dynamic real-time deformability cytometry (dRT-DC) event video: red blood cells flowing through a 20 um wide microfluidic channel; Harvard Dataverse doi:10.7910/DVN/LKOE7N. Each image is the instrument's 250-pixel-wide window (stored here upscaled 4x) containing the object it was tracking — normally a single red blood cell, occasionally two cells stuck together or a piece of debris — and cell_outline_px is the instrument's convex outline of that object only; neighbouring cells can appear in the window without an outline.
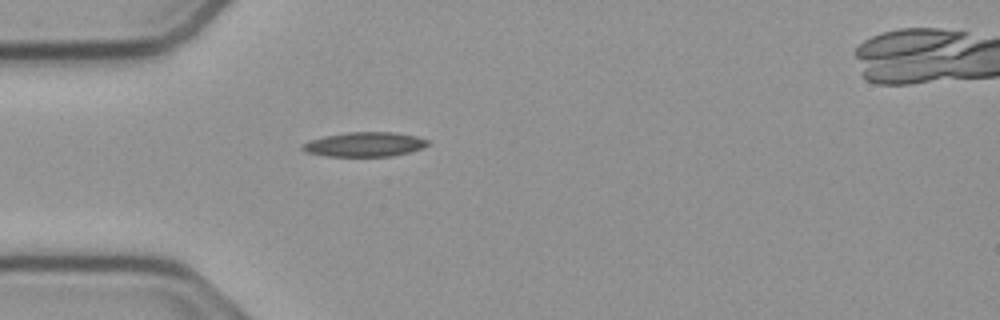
{"species": "common noctule bat (a hibernating species)", "species_latin": "Nyctalus noctula", "temperature_condition": "cold", "stored_images_in_passage": 41, "segment_of_instrument_passage": [1, 2], "camera_frame_rate_fps": 3000, "um_per_image_px": 0.085, "animal": {"sex": "male", "body_mass_g": 23.1, "forearm_length_mm": 52.7}, "frame": {"image": 1, "passage_image": 1, "time_ms": 0.0, "image_size_px": [1000, 320], "cell_outline_px": [[428, 144], [424, 148], [392, 156], [328, 156], [304, 152], [300, 148], [304, 144], [312, 140], [324, 136], [348, 132], [392, 132], [416, 136], [428, 140]], "centroid_in_image_um": [31.0, 12.27], "position_along_channel_um": 54.0, "area_um2": 17.74}}
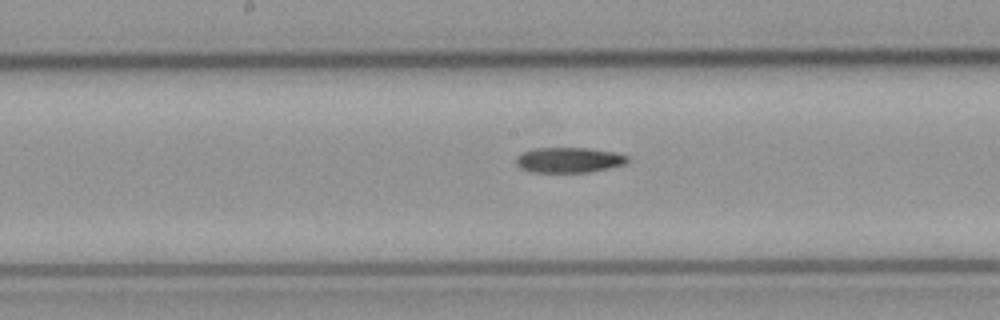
{"frame": {"image": 2, "passage_image": 13, "time_ms": 4.0, "image_size_px": [1000, 320], "cell_outline_px": [[628, 160], [624, 164], [608, 168], [588, 172], [532, 172], [520, 168], [516, 164], [516, 156], [532, 148], [588, 148], [616, 152], [628, 156]], "centroid_in_image_um": [48.34, 13.59], "position_along_channel_um": 199.9, "area_um2": 16.42}}
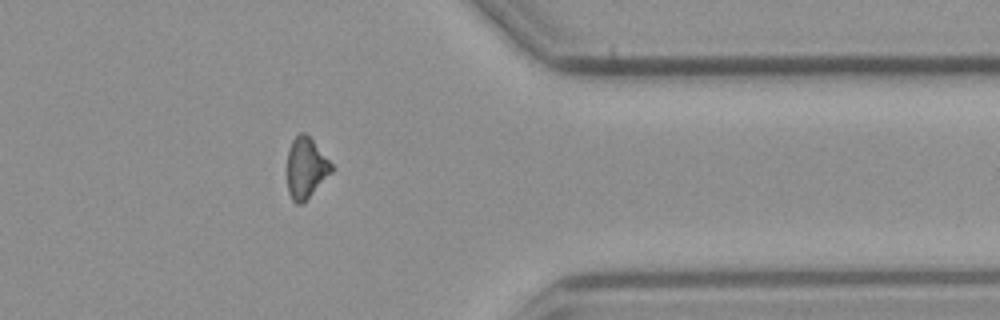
{"frame": {"image": 3, "passage_image": 29, "time_ms": 9.333, "image_size_px": [1000, 320], "cell_outline_px": [[332, 172], [300, 204], [296, 204], [292, 200], [288, 192], [288, 148], [292, 140], [300, 132], [304, 132], [312, 140], [332, 164]], "centroid_in_image_um": [25.98, 14.25], "position_along_channel_um": 385.4, "area_um2": 15.2}}